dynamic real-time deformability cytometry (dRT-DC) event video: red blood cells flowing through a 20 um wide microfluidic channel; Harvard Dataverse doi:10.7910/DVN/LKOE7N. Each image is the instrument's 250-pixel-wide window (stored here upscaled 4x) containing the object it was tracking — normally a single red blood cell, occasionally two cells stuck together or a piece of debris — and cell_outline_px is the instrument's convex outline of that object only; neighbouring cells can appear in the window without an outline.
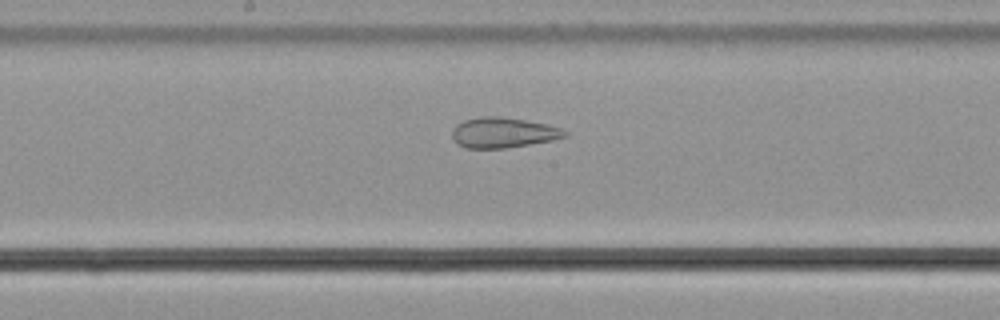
{"species": "common noctule bat (a hibernating species)", "species_latin": "Nyctalus noctula", "temperature_condition": "cold", "stored_images_in_passage": 39, "camera_frame_rate_fps": 3000, "um_per_image_px": 0.085, "animal": {"sex": "male", "body_mass_g": 21.5, "forearm_length_mm": 52.0}, "frame": {"image": 1, "passage_image": 16, "time_ms": 5.0, "image_size_px": [1000, 320], "cell_outline_px": [[568, 136], [552, 140], [504, 148], [468, 148], [456, 144], [452, 136], [452, 128], [456, 124], [464, 120], [480, 116], [496, 116], [524, 120], [548, 124], [560, 128], [568, 132]], "centroid_in_image_um": [42.74, 11.27], "position_along_channel_um": 205.5, "area_um2": 19.88}}
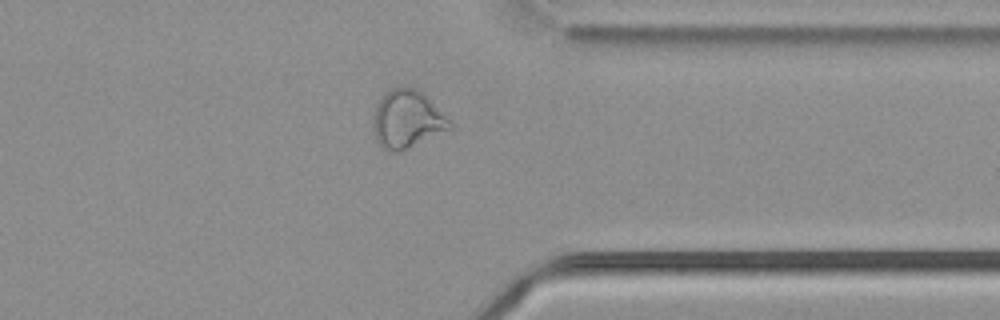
{"frame": {"image": 2, "passage_image": 30, "time_ms": 9.667, "image_size_px": [1000, 320], "cell_outline_px": [[452, 128], [400, 152], [392, 152], [384, 148], [376, 140], [372, 120], [372, 116], [380, 100], [392, 88], [416, 88], [452, 124]], "centroid_in_image_um": [34.56, 10.19], "position_along_channel_um": 376.8, "area_um2": 24.91}}
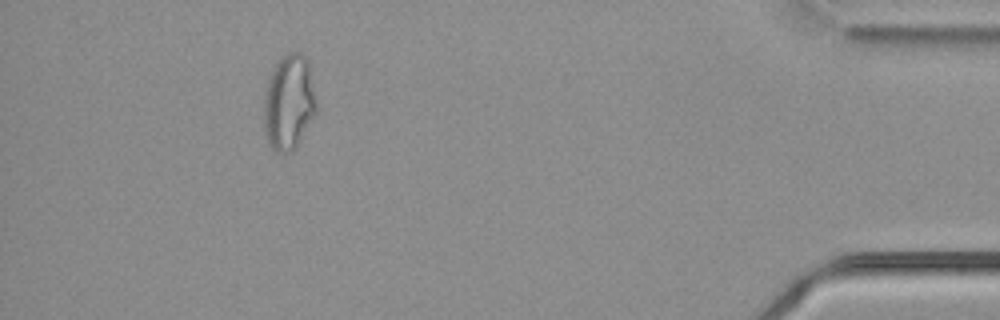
{"frame": {"image": 3, "passage_image": 37, "time_ms": 12.0, "image_size_px": [1000, 320], "cell_outline_px": [[316, 112], [300, 140], [288, 152], [276, 152], [272, 148], [268, 140], [264, 128], [264, 96], [268, 80], [276, 64], [288, 52], [300, 52], [308, 60], [316, 96]], "centroid_in_image_um": [24.56, 8.67], "position_along_channel_um": 410.6, "area_um2": 28.78}, "authors_computed_cell_mechanics": {"area_um2": 23.8136, "velocity_mm_per_s": 3.7752, "shape_relaxation_time_tau1_ms": null, "shape_relaxation_time_tau2_ms": 1.7568, "deformation_change_tau1": null, "deformation_change_tau2": 0.0947}}